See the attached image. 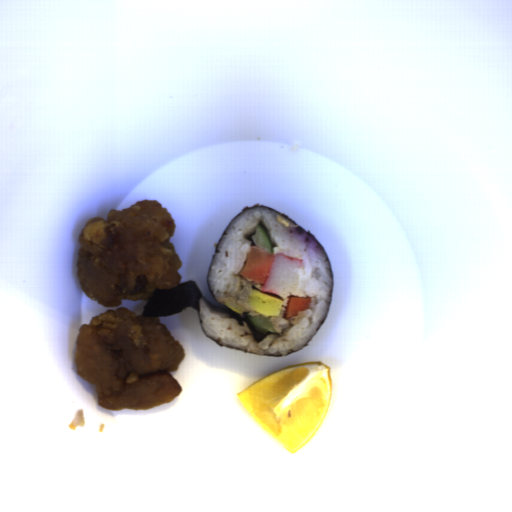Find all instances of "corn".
I'll use <instances>...</instances> for the list:
<instances>
[{
  "label": "corn",
  "mask_w": 512,
  "mask_h": 512,
  "mask_svg": "<svg viewBox=\"0 0 512 512\" xmlns=\"http://www.w3.org/2000/svg\"><path fill=\"white\" fill-rule=\"evenodd\" d=\"M224 305L237 314H243L245 311V308L242 305L232 302L230 300H225Z\"/></svg>",
  "instance_id": "1"
}]
</instances>
